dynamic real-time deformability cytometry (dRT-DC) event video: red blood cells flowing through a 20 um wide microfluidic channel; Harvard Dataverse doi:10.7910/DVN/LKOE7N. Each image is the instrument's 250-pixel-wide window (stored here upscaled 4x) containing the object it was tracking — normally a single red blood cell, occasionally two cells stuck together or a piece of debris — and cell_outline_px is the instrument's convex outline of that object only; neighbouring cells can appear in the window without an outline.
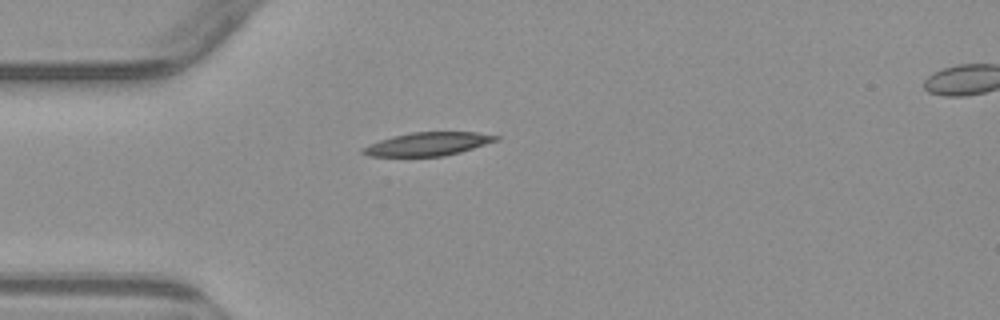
{"species": "common noctule bat (a hibernating species)", "species_latin": "Nyctalus noctula", "temperature_condition": "warm", "stored_images_in_passage": 2, "camera_frame_rate_fps": 3000, "um_per_image_px": 0.085, "animal": {"sex": "male", "body_mass_g": 23.1, "forearm_length_mm": 52.7}, "frame": {"image": 1, "passage_image": 1, "time_ms": 0.0, "image_size_px": [1000, 320], "cell_outline_px": [[500, 140], [460, 152], [444, 156], [368, 156], [360, 152], [360, 148], [368, 144], [392, 136], [412, 132], [476, 132], [500, 136]], "centroid_in_image_um": [36.36, 12.24], "position_along_channel_um": 48.6, "area_um2": 18.21}}